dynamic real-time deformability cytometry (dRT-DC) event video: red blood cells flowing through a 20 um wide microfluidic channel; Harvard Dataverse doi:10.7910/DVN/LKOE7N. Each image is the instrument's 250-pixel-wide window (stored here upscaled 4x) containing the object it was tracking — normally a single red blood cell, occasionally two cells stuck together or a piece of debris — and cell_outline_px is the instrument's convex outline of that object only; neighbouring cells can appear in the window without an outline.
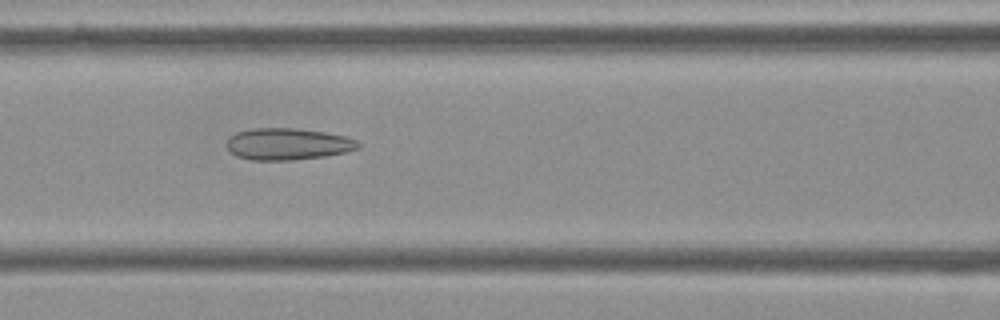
{"species": "Egyptian fruit bat (a non-hibernating species)", "species_latin": "Rousettus aegyptiacus", "temperature_condition": "cold", "stored_images_in_passage": 50, "camera_frame_rate_fps": 3000, "um_per_image_px": 0.085, "frame": {"image": 1, "passage_image": 18, "time_ms": 5.667, "image_size_px": [1000, 320], "cell_outline_px": [[360, 148], [348, 152], [324, 156], [292, 160], [252, 160], [236, 156], [228, 148], [228, 136], [236, 132], [252, 128], [292, 128], [324, 132], [344, 136], [356, 140], [360, 144]], "centroid_in_image_um": [24.46, 12.24], "position_along_channel_um": 142.1, "area_um2": 24.28}}
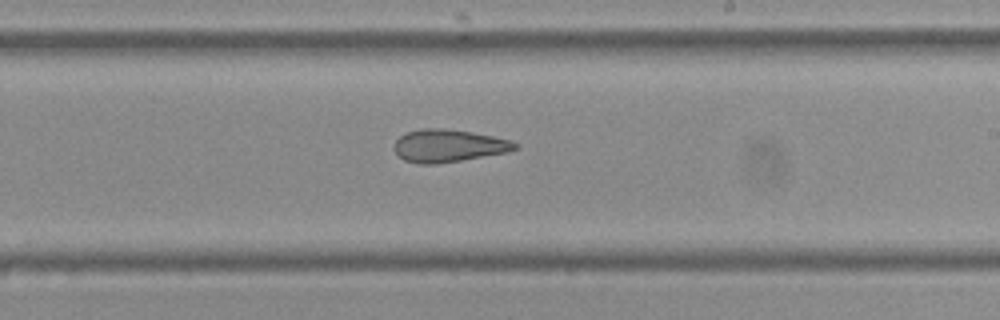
{"frame": {"image": 2, "passage_image": 27, "time_ms": 8.667, "image_size_px": [1000, 320], "cell_outline_px": [[520, 148], [508, 152], [436, 164], [420, 164], [404, 160], [396, 156], [396, 140], [404, 132], [420, 128], [444, 128], [472, 132], [492, 136], [508, 140], [520, 144]], "centroid_in_image_um": [38.11, 12.38], "position_along_channel_um": 250.9, "area_um2": 23.0}}
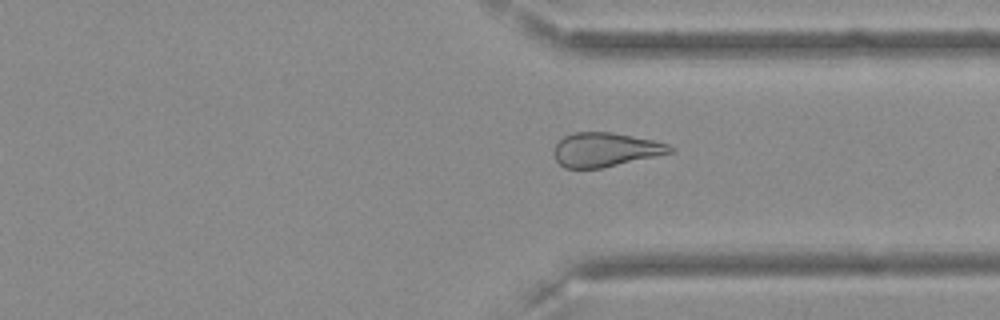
{"frame": {"image": 3, "passage_image": 36, "time_ms": 11.667, "image_size_px": [1000, 320], "cell_outline_px": [[676, 148], [672, 152], [656, 156], [604, 168], [564, 168], [556, 160], [552, 152], [556, 144], [564, 136], [576, 132], [612, 132], [652, 140], [668, 144]], "centroid_in_image_um": [51.44, 12.73], "position_along_channel_um": 360.0, "area_um2": 23.06}, "authors_computed_cell_mechanics": {"area_um2": 24.9696, "velocity_mm_per_s": 3.6313, "shape_relaxation_time_tau1_ms": null, "shape_relaxation_time_tau2_ms": 2.9312, "deformation_change_tau1": null, "deformation_change_tau2": 0.0992}}